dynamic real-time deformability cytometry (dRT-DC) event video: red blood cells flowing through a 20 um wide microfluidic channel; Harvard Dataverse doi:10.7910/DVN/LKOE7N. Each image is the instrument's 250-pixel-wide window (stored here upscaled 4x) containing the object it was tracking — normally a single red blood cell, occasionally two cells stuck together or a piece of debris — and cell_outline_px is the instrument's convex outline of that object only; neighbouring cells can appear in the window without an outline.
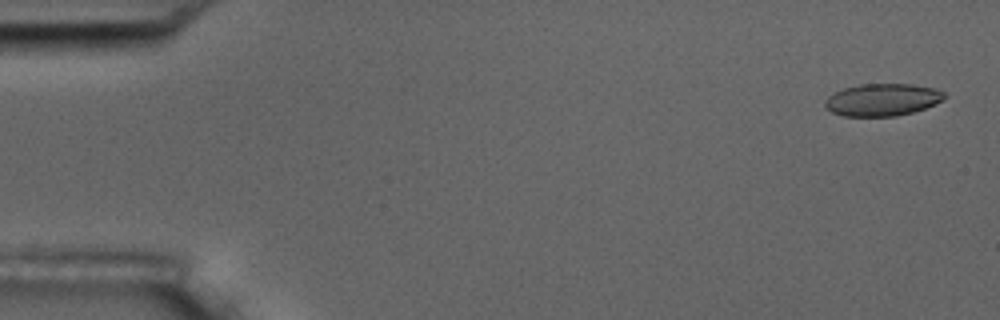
{"species": "common noctule bat (a hibernating species)", "species_latin": "Nyctalus noctula", "temperature_condition": "room temperature", "stored_images_in_passage": 5, "camera_frame_rate_fps": 3000, "um_per_image_px": 0.085, "animal": {"sex": "male", "body_mass_g": 17.5, "forearm_length_mm": 52.3}, "frame": {"image": 1, "passage_image": 1, "time_ms": 0.0, "image_size_px": [1000, 320], "cell_outline_px": [[944, 100], [924, 108], [912, 112], [896, 116], [844, 116], [832, 112], [824, 104], [824, 100], [828, 96], [844, 88], [860, 84], [912, 84], [936, 88], [944, 92]], "centroid_in_image_um": [75.01, 8.47], "position_along_channel_um": 10.0, "area_um2": 22.37}}